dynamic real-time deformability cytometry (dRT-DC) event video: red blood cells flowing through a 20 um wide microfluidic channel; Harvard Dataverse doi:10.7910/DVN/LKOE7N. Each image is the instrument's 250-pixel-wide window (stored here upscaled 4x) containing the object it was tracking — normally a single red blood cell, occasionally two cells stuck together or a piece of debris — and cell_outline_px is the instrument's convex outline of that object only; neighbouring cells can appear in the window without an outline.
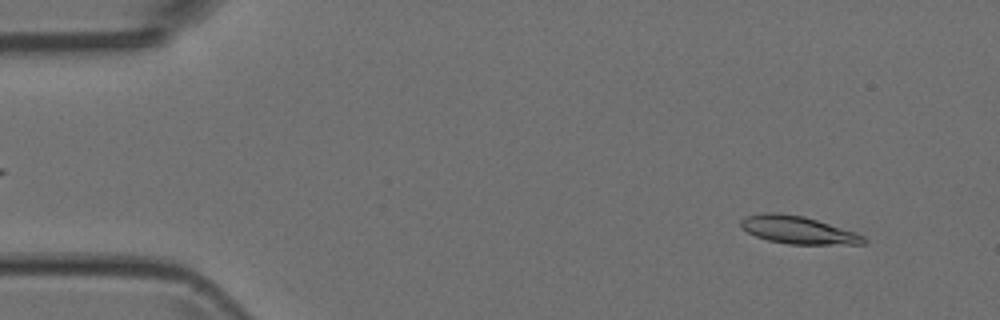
{"species": "Egyptian fruit bat (a non-hibernating species)", "species_latin": "Rousettus aegyptiacus", "temperature_condition": "room temperature", "stored_images_in_passage": 49, "camera_frame_rate_fps": 3000, "um_per_image_px": 0.085, "animal": {"sex": "female"}, "frame": {"image": 1, "passage_image": 4, "time_ms": 1.0, "image_size_px": [1000, 320], "cell_outline_px": [[868, 240], [864, 244], [788, 244], [768, 240], [756, 236], [740, 228], [740, 220], [744, 216], [764, 212], [776, 212], [804, 216], [864, 236]], "centroid_in_image_um": [67.75, 19.54], "position_along_channel_um": 17.2, "area_um2": 19.65}}
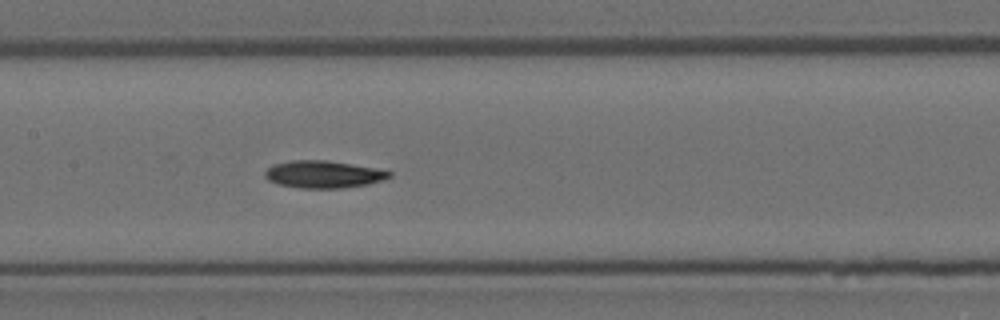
{"frame": {"image": 2, "passage_image": 23, "time_ms": 7.333, "image_size_px": [1000, 320], "cell_outline_px": [[392, 176], [384, 180], [368, 184], [344, 188], [300, 188], [280, 184], [268, 180], [264, 176], [264, 172], [272, 164], [292, 160], [328, 160], [376, 168], [392, 172]], "centroid_in_image_um": [27.5, 14.81], "position_along_channel_um": 179.9, "area_um2": 19.88}}
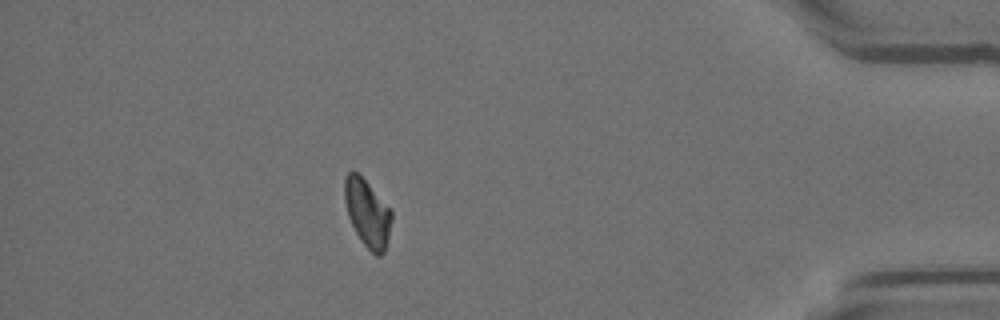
{"frame": {"image": 3, "passage_image": 43, "time_ms": 14.0, "image_size_px": [1000, 320], "cell_outline_px": [[392, 220], [384, 252], [380, 256], [376, 256], [360, 240], [348, 216], [344, 200], [344, 180], [348, 172], [352, 168], [392, 208]], "centroid_in_image_um": [31.23, 18.09], "position_along_channel_um": 404.0, "area_um2": 18.5}}